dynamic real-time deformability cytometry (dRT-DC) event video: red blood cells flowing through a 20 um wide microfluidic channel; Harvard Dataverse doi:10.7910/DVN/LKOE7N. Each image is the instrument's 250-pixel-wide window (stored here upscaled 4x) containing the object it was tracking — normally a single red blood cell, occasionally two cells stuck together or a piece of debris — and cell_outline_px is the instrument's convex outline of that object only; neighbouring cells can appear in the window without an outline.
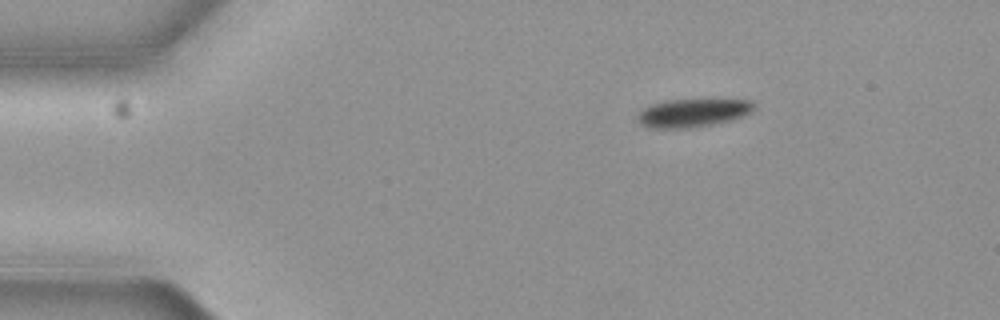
{"species": "common noctule bat (a hibernating species)", "species_latin": "Nyctalus noctula", "temperature_condition": "cold", "stored_images_in_passage": 3, "camera_frame_rate_fps": 3000, "um_per_image_px": 0.085, "animal": {"sex": "female", "body_mass_g": 19.3, "forearm_length_mm": 54.1}, "frame": {"image": 1, "passage_image": 1, "time_ms": 0.0, "image_size_px": [1000, 320], "cell_outline_px": [[756, 108], [752, 112], [744, 116], [712, 124], [688, 128], [652, 128], [644, 124], [636, 116], [644, 108], [652, 104], [668, 100], [752, 100], [756, 104]], "centroid_in_image_um": [58.95, 9.58], "position_along_channel_um": 26.0, "area_um2": 18.84}}